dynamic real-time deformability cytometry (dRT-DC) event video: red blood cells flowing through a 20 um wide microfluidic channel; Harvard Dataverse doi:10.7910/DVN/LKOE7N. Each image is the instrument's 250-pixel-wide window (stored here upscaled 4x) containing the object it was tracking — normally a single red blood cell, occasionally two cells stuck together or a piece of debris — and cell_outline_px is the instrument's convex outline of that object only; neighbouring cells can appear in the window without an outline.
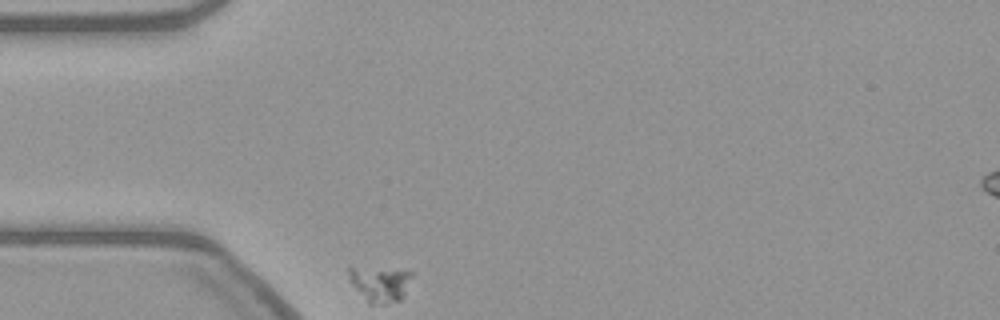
{"species": "common noctule bat (a hibernating species)", "species_latin": "Nyctalus noctula", "temperature_condition": "warm", "stored_images_in_passage": 38, "camera_frame_rate_fps": 3000, "um_per_image_px": 0.085, "animal": {"sex": "female", "body_mass_g": 21.9}, "frame": {"image": 1, "passage_image": 1, "time_ms": 0.0, "image_size_px": [1000, 320], "cell_outline_px": [[412, 272], [404, 296], [400, 300], [384, 304], [368, 304], [348, 280], [348, 268], [352, 268]], "centroid_in_image_um": [32.25, 24.19], "position_along_channel_um": 52.7, "area_um2": 12.48}}
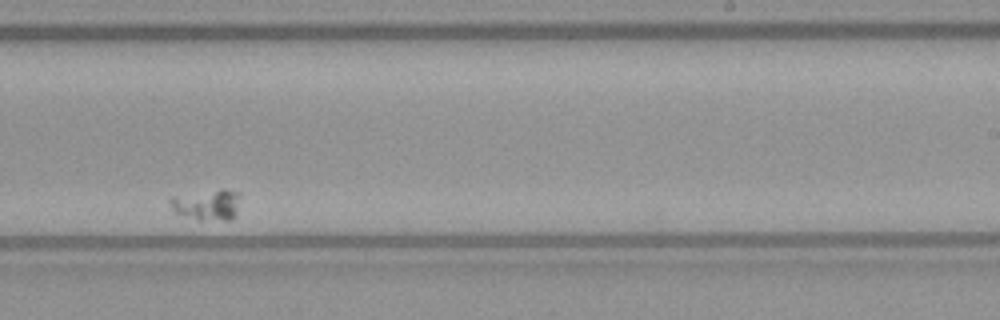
{"frame": {"image": 2, "passage_image": 27, "time_ms": 8.667, "image_size_px": [1000, 320], "cell_outline_px": [[240, 192], [236, 216], [232, 220], [200, 220], [176, 212], [172, 208], [168, 200], [168, 196], [220, 188], [224, 188]], "centroid_in_image_um": [17.61, 17.36], "position_along_channel_um": 271.4, "area_um2": 12.95}}
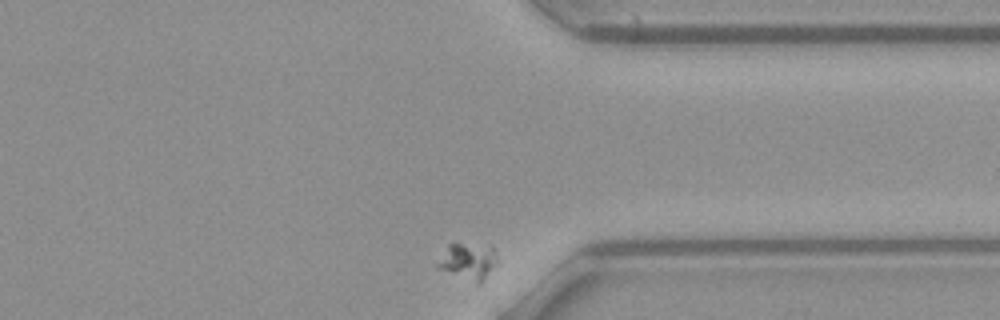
{"frame": {"image": 3, "passage_image": 38, "time_ms": 12.333, "image_size_px": [1000, 320], "cell_outline_px": [[496, 260], [480, 284], [476, 284], [440, 268], [436, 264], [448, 244], [492, 244], [496, 248]], "centroid_in_image_um": [39.82, 22.16], "position_along_channel_um": 371.6, "area_um2": 12.43}}